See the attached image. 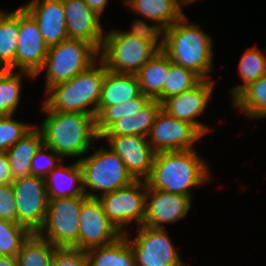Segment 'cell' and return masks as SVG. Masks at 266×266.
Segmentation results:
<instances>
[{
	"instance_id": "obj_1",
	"label": "cell",
	"mask_w": 266,
	"mask_h": 266,
	"mask_svg": "<svg viewBox=\"0 0 266 266\" xmlns=\"http://www.w3.org/2000/svg\"><path fill=\"white\" fill-rule=\"evenodd\" d=\"M214 175L209 161L197 151H162L154 157L150 176L146 179L151 189L190 196L194 199L193 188L212 183Z\"/></svg>"
},
{
	"instance_id": "obj_2",
	"label": "cell",
	"mask_w": 266,
	"mask_h": 266,
	"mask_svg": "<svg viewBox=\"0 0 266 266\" xmlns=\"http://www.w3.org/2000/svg\"><path fill=\"white\" fill-rule=\"evenodd\" d=\"M41 103L40 110L45 118L40 122L42 125L36 126L43 135V144L64 160H80L92 151L95 142L101 141L93 115L55 111L43 101Z\"/></svg>"
},
{
	"instance_id": "obj_3",
	"label": "cell",
	"mask_w": 266,
	"mask_h": 266,
	"mask_svg": "<svg viewBox=\"0 0 266 266\" xmlns=\"http://www.w3.org/2000/svg\"><path fill=\"white\" fill-rule=\"evenodd\" d=\"M189 20L185 14L161 33V50L172 63L192 70L201 79L214 80L211 75L216 71L213 37Z\"/></svg>"
},
{
	"instance_id": "obj_4",
	"label": "cell",
	"mask_w": 266,
	"mask_h": 266,
	"mask_svg": "<svg viewBox=\"0 0 266 266\" xmlns=\"http://www.w3.org/2000/svg\"><path fill=\"white\" fill-rule=\"evenodd\" d=\"M105 31L99 60L114 73L137 74L161 49V33L143 27Z\"/></svg>"
},
{
	"instance_id": "obj_5",
	"label": "cell",
	"mask_w": 266,
	"mask_h": 266,
	"mask_svg": "<svg viewBox=\"0 0 266 266\" xmlns=\"http://www.w3.org/2000/svg\"><path fill=\"white\" fill-rule=\"evenodd\" d=\"M107 68L98 60L86 71L51 87L42 101L51 109L96 117Z\"/></svg>"
},
{
	"instance_id": "obj_6",
	"label": "cell",
	"mask_w": 266,
	"mask_h": 266,
	"mask_svg": "<svg viewBox=\"0 0 266 266\" xmlns=\"http://www.w3.org/2000/svg\"><path fill=\"white\" fill-rule=\"evenodd\" d=\"M162 103L142 93L127 102L113 106H98L95 117L99 136L148 137Z\"/></svg>"
},
{
	"instance_id": "obj_7",
	"label": "cell",
	"mask_w": 266,
	"mask_h": 266,
	"mask_svg": "<svg viewBox=\"0 0 266 266\" xmlns=\"http://www.w3.org/2000/svg\"><path fill=\"white\" fill-rule=\"evenodd\" d=\"M95 147L96 144L92 147L91 154L89 151L78 160L82 169L83 188L87 197L99 198L135 181L123 161L111 148L105 145L100 148Z\"/></svg>"
},
{
	"instance_id": "obj_8",
	"label": "cell",
	"mask_w": 266,
	"mask_h": 266,
	"mask_svg": "<svg viewBox=\"0 0 266 266\" xmlns=\"http://www.w3.org/2000/svg\"><path fill=\"white\" fill-rule=\"evenodd\" d=\"M98 60L99 51L92 44L83 40L67 39L48 47L44 64L35 79L44 73L45 94L56 84L86 71Z\"/></svg>"
},
{
	"instance_id": "obj_9",
	"label": "cell",
	"mask_w": 266,
	"mask_h": 266,
	"mask_svg": "<svg viewBox=\"0 0 266 266\" xmlns=\"http://www.w3.org/2000/svg\"><path fill=\"white\" fill-rule=\"evenodd\" d=\"M87 196L49 200L46 219L37 232L57 248L79 250L80 210Z\"/></svg>"
},
{
	"instance_id": "obj_10",
	"label": "cell",
	"mask_w": 266,
	"mask_h": 266,
	"mask_svg": "<svg viewBox=\"0 0 266 266\" xmlns=\"http://www.w3.org/2000/svg\"><path fill=\"white\" fill-rule=\"evenodd\" d=\"M135 229H138L136 235L132 230L123 234L133 249L135 266H187L169 230L143 225Z\"/></svg>"
},
{
	"instance_id": "obj_11",
	"label": "cell",
	"mask_w": 266,
	"mask_h": 266,
	"mask_svg": "<svg viewBox=\"0 0 266 266\" xmlns=\"http://www.w3.org/2000/svg\"><path fill=\"white\" fill-rule=\"evenodd\" d=\"M147 189L146 180H135L98 198L107 218L122 234L129 231L131 224L137 227L143 225Z\"/></svg>"
},
{
	"instance_id": "obj_12",
	"label": "cell",
	"mask_w": 266,
	"mask_h": 266,
	"mask_svg": "<svg viewBox=\"0 0 266 266\" xmlns=\"http://www.w3.org/2000/svg\"><path fill=\"white\" fill-rule=\"evenodd\" d=\"M12 190L17 208V224L37 233L43 226L47 209L48 194L45 179L29 175L12 181Z\"/></svg>"
},
{
	"instance_id": "obj_13",
	"label": "cell",
	"mask_w": 266,
	"mask_h": 266,
	"mask_svg": "<svg viewBox=\"0 0 266 266\" xmlns=\"http://www.w3.org/2000/svg\"><path fill=\"white\" fill-rule=\"evenodd\" d=\"M215 83V80L202 79L192 89L165 99L162 102V110L176 119L191 124L203 137L207 136L213 128L200 121V116H204V111L210 106L209 101L211 102L214 95Z\"/></svg>"
},
{
	"instance_id": "obj_14",
	"label": "cell",
	"mask_w": 266,
	"mask_h": 266,
	"mask_svg": "<svg viewBox=\"0 0 266 266\" xmlns=\"http://www.w3.org/2000/svg\"><path fill=\"white\" fill-rule=\"evenodd\" d=\"M202 138L191 124L170 116L162 109L148 135V141L156 153L192 150L202 142Z\"/></svg>"
},
{
	"instance_id": "obj_15",
	"label": "cell",
	"mask_w": 266,
	"mask_h": 266,
	"mask_svg": "<svg viewBox=\"0 0 266 266\" xmlns=\"http://www.w3.org/2000/svg\"><path fill=\"white\" fill-rule=\"evenodd\" d=\"M79 250L106 246L123 234L107 218L98 198L87 197L80 210Z\"/></svg>"
},
{
	"instance_id": "obj_16",
	"label": "cell",
	"mask_w": 266,
	"mask_h": 266,
	"mask_svg": "<svg viewBox=\"0 0 266 266\" xmlns=\"http://www.w3.org/2000/svg\"><path fill=\"white\" fill-rule=\"evenodd\" d=\"M193 200L190 196L151 189L148 186L143 226L168 229L167 226L176 224L190 214Z\"/></svg>"
},
{
	"instance_id": "obj_17",
	"label": "cell",
	"mask_w": 266,
	"mask_h": 266,
	"mask_svg": "<svg viewBox=\"0 0 266 266\" xmlns=\"http://www.w3.org/2000/svg\"><path fill=\"white\" fill-rule=\"evenodd\" d=\"M123 161L135 180H146L151 173L156 152L148 137L141 135L100 136Z\"/></svg>"
},
{
	"instance_id": "obj_18",
	"label": "cell",
	"mask_w": 266,
	"mask_h": 266,
	"mask_svg": "<svg viewBox=\"0 0 266 266\" xmlns=\"http://www.w3.org/2000/svg\"><path fill=\"white\" fill-rule=\"evenodd\" d=\"M48 46L45 44L35 19L19 5V35L16 50V70L34 76L42 68Z\"/></svg>"
},
{
	"instance_id": "obj_19",
	"label": "cell",
	"mask_w": 266,
	"mask_h": 266,
	"mask_svg": "<svg viewBox=\"0 0 266 266\" xmlns=\"http://www.w3.org/2000/svg\"><path fill=\"white\" fill-rule=\"evenodd\" d=\"M122 3L133 15L139 16L132 19L131 26L149 28L160 33L185 15L179 0H124Z\"/></svg>"
},
{
	"instance_id": "obj_20",
	"label": "cell",
	"mask_w": 266,
	"mask_h": 266,
	"mask_svg": "<svg viewBox=\"0 0 266 266\" xmlns=\"http://www.w3.org/2000/svg\"><path fill=\"white\" fill-rule=\"evenodd\" d=\"M68 39L83 40L100 51L106 26L84 0H62Z\"/></svg>"
},
{
	"instance_id": "obj_21",
	"label": "cell",
	"mask_w": 266,
	"mask_h": 266,
	"mask_svg": "<svg viewBox=\"0 0 266 266\" xmlns=\"http://www.w3.org/2000/svg\"><path fill=\"white\" fill-rule=\"evenodd\" d=\"M21 6L37 22L48 47L68 39L62 0H28Z\"/></svg>"
},
{
	"instance_id": "obj_22",
	"label": "cell",
	"mask_w": 266,
	"mask_h": 266,
	"mask_svg": "<svg viewBox=\"0 0 266 266\" xmlns=\"http://www.w3.org/2000/svg\"><path fill=\"white\" fill-rule=\"evenodd\" d=\"M49 200L86 196L83 188L82 169L78 161H64L45 178Z\"/></svg>"
},
{
	"instance_id": "obj_23",
	"label": "cell",
	"mask_w": 266,
	"mask_h": 266,
	"mask_svg": "<svg viewBox=\"0 0 266 266\" xmlns=\"http://www.w3.org/2000/svg\"><path fill=\"white\" fill-rule=\"evenodd\" d=\"M43 144V135L36 124L6 154L13 180L31 175V160Z\"/></svg>"
},
{
	"instance_id": "obj_24",
	"label": "cell",
	"mask_w": 266,
	"mask_h": 266,
	"mask_svg": "<svg viewBox=\"0 0 266 266\" xmlns=\"http://www.w3.org/2000/svg\"><path fill=\"white\" fill-rule=\"evenodd\" d=\"M140 94L141 90L136 74L114 73L107 70L102 83L98 106L122 104Z\"/></svg>"
},
{
	"instance_id": "obj_25",
	"label": "cell",
	"mask_w": 266,
	"mask_h": 266,
	"mask_svg": "<svg viewBox=\"0 0 266 266\" xmlns=\"http://www.w3.org/2000/svg\"><path fill=\"white\" fill-rule=\"evenodd\" d=\"M168 72L169 57L160 49L136 74L141 93L162 103V91Z\"/></svg>"
},
{
	"instance_id": "obj_26",
	"label": "cell",
	"mask_w": 266,
	"mask_h": 266,
	"mask_svg": "<svg viewBox=\"0 0 266 266\" xmlns=\"http://www.w3.org/2000/svg\"><path fill=\"white\" fill-rule=\"evenodd\" d=\"M231 102V109L240 111L245 120L266 118V77L249 84Z\"/></svg>"
},
{
	"instance_id": "obj_27",
	"label": "cell",
	"mask_w": 266,
	"mask_h": 266,
	"mask_svg": "<svg viewBox=\"0 0 266 266\" xmlns=\"http://www.w3.org/2000/svg\"><path fill=\"white\" fill-rule=\"evenodd\" d=\"M88 266H135L133 249L123 235L116 242L86 250Z\"/></svg>"
},
{
	"instance_id": "obj_28",
	"label": "cell",
	"mask_w": 266,
	"mask_h": 266,
	"mask_svg": "<svg viewBox=\"0 0 266 266\" xmlns=\"http://www.w3.org/2000/svg\"><path fill=\"white\" fill-rule=\"evenodd\" d=\"M19 35V6L0 11V63L16 70V50Z\"/></svg>"
},
{
	"instance_id": "obj_29",
	"label": "cell",
	"mask_w": 266,
	"mask_h": 266,
	"mask_svg": "<svg viewBox=\"0 0 266 266\" xmlns=\"http://www.w3.org/2000/svg\"><path fill=\"white\" fill-rule=\"evenodd\" d=\"M239 63L237 66L239 84L232 85L227 94L232 101L245 87L255 82L263 76V68L266 53L259 49L257 45L246 48L240 54ZM241 78V79H240ZM242 82V83H241Z\"/></svg>"
},
{
	"instance_id": "obj_30",
	"label": "cell",
	"mask_w": 266,
	"mask_h": 266,
	"mask_svg": "<svg viewBox=\"0 0 266 266\" xmlns=\"http://www.w3.org/2000/svg\"><path fill=\"white\" fill-rule=\"evenodd\" d=\"M25 78L33 81L35 76L27 71L10 70L0 82V116L15 115L18 111Z\"/></svg>"
},
{
	"instance_id": "obj_31",
	"label": "cell",
	"mask_w": 266,
	"mask_h": 266,
	"mask_svg": "<svg viewBox=\"0 0 266 266\" xmlns=\"http://www.w3.org/2000/svg\"><path fill=\"white\" fill-rule=\"evenodd\" d=\"M57 247L37 233H31L18 253V266H51Z\"/></svg>"
},
{
	"instance_id": "obj_32",
	"label": "cell",
	"mask_w": 266,
	"mask_h": 266,
	"mask_svg": "<svg viewBox=\"0 0 266 266\" xmlns=\"http://www.w3.org/2000/svg\"><path fill=\"white\" fill-rule=\"evenodd\" d=\"M201 80L202 79L192 70L172 63L169 58V72L163 86L162 102L169 97L192 89Z\"/></svg>"
},
{
	"instance_id": "obj_33",
	"label": "cell",
	"mask_w": 266,
	"mask_h": 266,
	"mask_svg": "<svg viewBox=\"0 0 266 266\" xmlns=\"http://www.w3.org/2000/svg\"><path fill=\"white\" fill-rule=\"evenodd\" d=\"M30 234L21 224L0 219V256L16 257Z\"/></svg>"
},
{
	"instance_id": "obj_34",
	"label": "cell",
	"mask_w": 266,
	"mask_h": 266,
	"mask_svg": "<svg viewBox=\"0 0 266 266\" xmlns=\"http://www.w3.org/2000/svg\"><path fill=\"white\" fill-rule=\"evenodd\" d=\"M16 117L0 116V153L6 152L35 125Z\"/></svg>"
},
{
	"instance_id": "obj_35",
	"label": "cell",
	"mask_w": 266,
	"mask_h": 266,
	"mask_svg": "<svg viewBox=\"0 0 266 266\" xmlns=\"http://www.w3.org/2000/svg\"><path fill=\"white\" fill-rule=\"evenodd\" d=\"M63 161L59 154L42 144L31 160V175L45 179Z\"/></svg>"
},
{
	"instance_id": "obj_36",
	"label": "cell",
	"mask_w": 266,
	"mask_h": 266,
	"mask_svg": "<svg viewBox=\"0 0 266 266\" xmlns=\"http://www.w3.org/2000/svg\"><path fill=\"white\" fill-rule=\"evenodd\" d=\"M51 266H88L86 251L74 248H57Z\"/></svg>"
},
{
	"instance_id": "obj_37",
	"label": "cell",
	"mask_w": 266,
	"mask_h": 266,
	"mask_svg": "<svg viewBox=\"0 0 266 266\" xmlns=\"http://www.w3.org/2000/svg\"><path fill=\"white\" fill-rule=\"evenodd\" d=\"M0 219L17 223V208L11 184H0Z\"/></svg>"
},
{
	"instance_id": "obj_38",
	"label": "cell",
	"mask_w": 266,
	"mask_h": 266,
	"mask_svg": "<svg viewBox=\"0 0 266 266\" xmlns=\"http://www.w3.org/2000/svg\"><path fill=\"white\" fill-rule=\"evenodd\" d=\"M12 181L8 156L6 152L0 153V184H11Z\"/></svg>"
},
{
	"instance_id": "obj_39",
	"label": "cell",
	"mask_w": 266,
	"mask_h": 266,
	"mask_svg": "<svg viewBox=\"0 0 266 266\" xmlns=\"http://www.w3.org/2000/svg\"><path fill=\"white\" fill-rule=\"evenodd\" d=\"M84 2L101 18L109 5V0H84Z\"/></svg>"
},
{
	"instance_id": "obj_40",
	"label": "cell",
	"mask_w": 266,
	"mask_h": 266,
	"mask_svg": "<svg viewBox=\"0 0 266 266\" xmlns=\"http://www.w3.org/2000/svg\"><path fill=\"white\" fill-rule=\"evenodd\" d=\"M0 266H18L17 257L0 256Z\"/></svg>"
},
{
	"instance_id": "obj_41",
	"label": "cell",
	"mask_w": 266,
	"mask_h": 266,
	"mask_svg": "<svg viewBox=\"0 0 266 266\" xmlns=\"http://www.w3.org/2000/svg\"><path fill=\"white\" fill-rule=\"evenodd\" d=\"M11 70V68L5 64L0 63V82L6 76V74Z\"/></svg>"
},
{
	"instance_id": "obj_42",
	"label": "cell",
	"mask_w": 266,
	"mask_h": 266,
	"mask_svg": "<svg viewBox=\"0 0 266 266\" xmlns=\"http://www.w3.org/2000/svg\"><path fill=\"white\" fill-rule=\"evenodd\" d=\"M198 1L201 2L202 0H179V3L182 8H186L187 6H190V4L192 5V3H198Z\"/></svg>"
},
{
	"instance_id": "obj_43",
	"label": "cell",
	"mask_w": 266,
	"mask_h": 266,
	"mask_svg": "<svg viewBox=\"0 0 266 266\" xmlns=\"http://www.w3.org/2000/svg\"><path fill=\"white\" fill-rule=\"evenodd\" d=\"M263 77H266V56H265V62H264V68H263Z\"/></svg>"
}]
</instances>
